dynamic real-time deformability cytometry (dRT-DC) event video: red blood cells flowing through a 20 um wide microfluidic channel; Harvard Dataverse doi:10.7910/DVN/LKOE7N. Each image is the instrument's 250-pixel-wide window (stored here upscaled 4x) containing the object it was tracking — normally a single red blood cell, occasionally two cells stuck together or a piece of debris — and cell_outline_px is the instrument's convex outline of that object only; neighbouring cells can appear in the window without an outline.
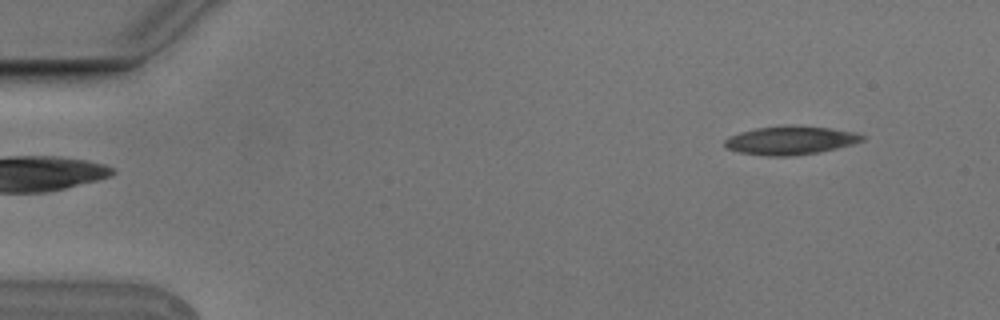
{"species": "Egyptian fruit bat (a non-hibernating species)", "species_latin": "Rousettus aegyptiacus", "temperature_condition": "cold", "stored_images_in_passage": 4, "camera_frame_rate_fps": 3000, "um_per_image_px": 0.085, "animal": {"sex": "male"}, "frame": {"image": 1, "passage_image": 4, "time_ms": 1.0, "image_size_px": [1000, 320], "cell_outline_px": [[868, 136], [864, 140], [852, 144], [836, 148], [816, 152], [788, 156], [768, 156], [740, 152], [728, 148], [724, 144], [724, 140], [728, 136], [740, 132], [756, 128], [784, 124], [792, 124], [828, 128], [856, 132]], "centroid_in_image_um": [67.2, 11.9], "position_along_channel_um": 17.8, "area_um2": 22.95}}